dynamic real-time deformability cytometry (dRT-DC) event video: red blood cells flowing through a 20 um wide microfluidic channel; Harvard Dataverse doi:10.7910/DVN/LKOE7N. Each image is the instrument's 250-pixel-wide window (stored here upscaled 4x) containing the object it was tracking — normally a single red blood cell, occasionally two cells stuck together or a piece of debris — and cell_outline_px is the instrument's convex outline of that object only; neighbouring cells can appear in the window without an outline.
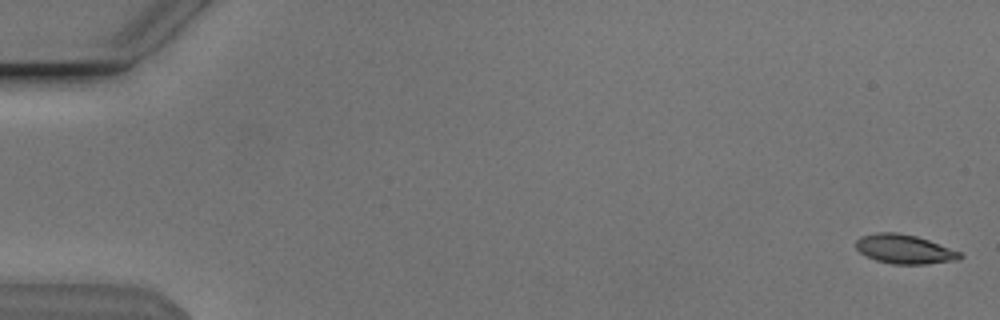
{"species": "Egyptian fruit bat (a non-hibernating species)", "species_latin": "Rousettus aegyptiacus", "temperature_condition": "cold", "stored_images_in_passage": 56, "camera_frame_rate_fps": 3000, "um_per_image_px": 0.085, "animal": {"sex": "male"}, "frame": {"image": 1, "passage_image": 2, "time_ms": 0.333, "image_size_px": [1000, 320], "cell_outline_px": [[964, 256], [960, 260], [928, 264], [892, 264], [876, 260], [860, 252], [856, 248], [856, 240], [860, 236], [876, 232], [896, 232], [916, 236], [928, 240], [960, 252]], "centroid_in_image_um": [76.88, 21.18], "position_along_channel_um": 8.1, "area_um2": 17.69}}
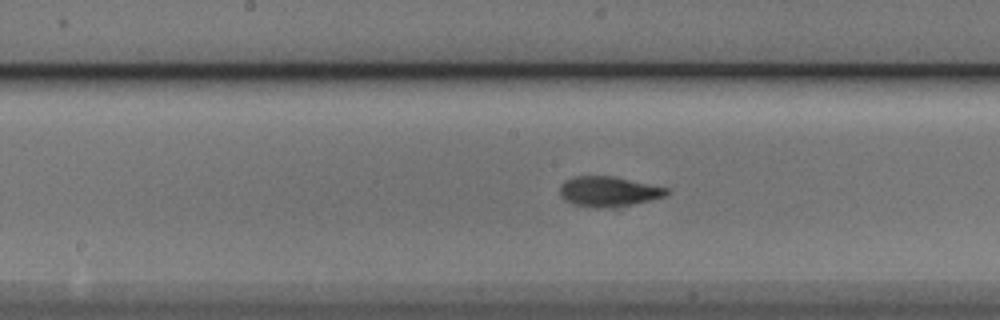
{"frame": {"image": 2, "passage_image": 29, "time_ms": 9.333, "image_size_px": [1000, 320], "cell_outline_px": [[672, 192], [668, 196], [652, 200], [612, 208], [596, 208], [572, 204], [564, 200], [560, 196], [560, 184], [564, 180], [576, 176], [612, 176], [672, 188]], "centroid_in_image_um": [51.78, 16.28], "position_along_channel_um": 196.4, "area_um2": 19.25}}
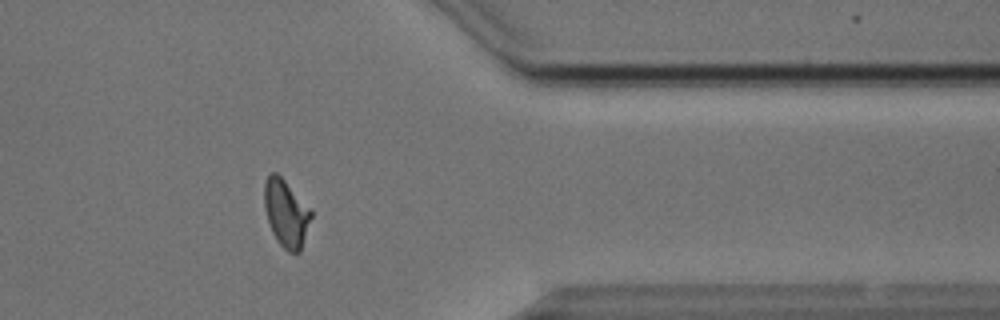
{"frame": {"image": 3, "passage_image": 45, "time_ms": 14.667, "image_size_px": [1000, 320], "cell_outline_px": [[312, 216], [300, 252], [288, 252], [276, 240], [272, 232], [264, 208], [264, 184], [268, 176], [272, 172], [276, 172], [312, 208]], "centroid_in_image_um": [24.33, 18.12], "position_along_channel_um": 387.1, "area_um2": 18.38}, "authors_computed_cell_mechanics": {"area_um2": 18.0047, "velocity_mm_per_s": 3.8482, "shape_relaxation_time_tau1_ms": 3.2695, "shape_relaxation_time_tau2_ms": 1.4921, "deformation_change_tau1": 0.1601, "deformation_change_tau2": 0.0763}}